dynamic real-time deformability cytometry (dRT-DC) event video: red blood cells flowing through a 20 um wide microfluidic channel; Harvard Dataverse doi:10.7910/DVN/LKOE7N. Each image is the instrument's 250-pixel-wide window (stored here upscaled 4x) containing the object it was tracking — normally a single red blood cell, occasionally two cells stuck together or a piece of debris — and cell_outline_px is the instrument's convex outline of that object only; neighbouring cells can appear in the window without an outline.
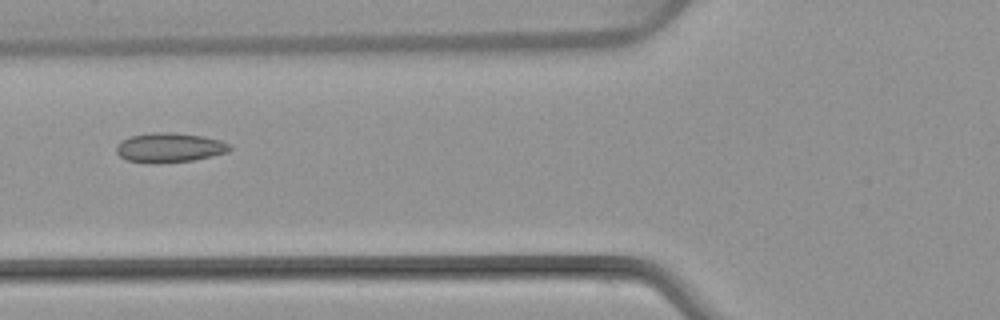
{"species": "common noctule bat (a hibernating species)", "species_latin": "Nyctalus noctula", "temperature_condition": "warm", "stored_images_in_passage": 2, "camera_frame_rate_fps": 3000, "um_per_image_px": 0.085, "animal": {"sex": "female", "body_mass_g": 22.7, "forearm_length_mm": 54.2}, "frame": {"image": 1, "passage_image": 2, "time_ms": 1.333, "image_size_px": [1000, 320], "cell_outline_px": [[232, 148], [228, 152], [212, 156], [192, 160], [156, 164], [124, 160], [116, 152], [116, 144], [132, 136], [152, 132], [172, 132], [204, 136], [220, 140], [228, 144]], "centroid_in_image_um": [14.39, 12.55], "position_along_channel_um": 111.4, "area_um2": 19.59}}